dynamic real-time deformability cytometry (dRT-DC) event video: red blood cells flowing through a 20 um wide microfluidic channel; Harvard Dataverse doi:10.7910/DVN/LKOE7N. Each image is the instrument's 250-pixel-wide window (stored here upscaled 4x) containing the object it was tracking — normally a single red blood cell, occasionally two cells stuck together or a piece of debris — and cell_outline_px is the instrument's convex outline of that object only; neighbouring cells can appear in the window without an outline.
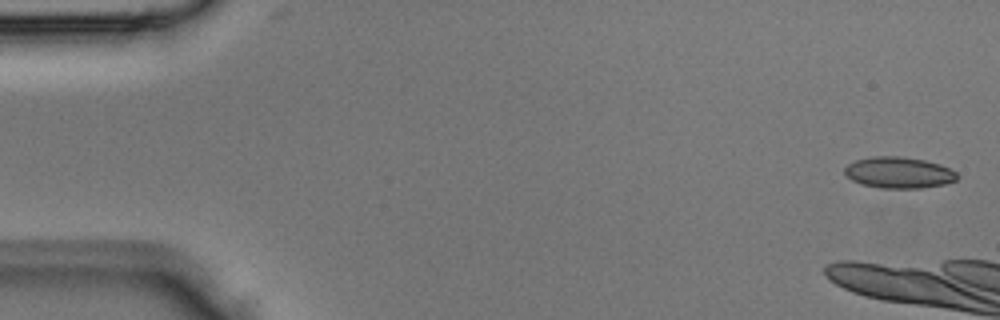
{"species": "Egyptian fruit bat (a non-hibernating species)", "species_latin": "Rousettus aegyptiacus", "temperature_condition": "room temperature", "stored_images_in_passage": 5, "camera_frame_rate_fps": 3000, "um_per_image_px": 0.085, "animal": {"sex": "male"}, "frame": {"image": 1, "passage_image": 1, "time_ms": 0.0, "image_size_px": [1000, 320], "cell_outline_px": [[960, 176], [956, 180], [944, 184], [920, 188], [880, 188], [864, 184], [852, 180], [844, 172], [844, 168], [848, 164], [856, 160], [872, 156], [900, 156], [924, 160], [940, 164], [956, 172]], "centroid_in_image_um": [76.41, 14.66], "position_along_channel_um": 8.6, "area_um2": 20.4}}